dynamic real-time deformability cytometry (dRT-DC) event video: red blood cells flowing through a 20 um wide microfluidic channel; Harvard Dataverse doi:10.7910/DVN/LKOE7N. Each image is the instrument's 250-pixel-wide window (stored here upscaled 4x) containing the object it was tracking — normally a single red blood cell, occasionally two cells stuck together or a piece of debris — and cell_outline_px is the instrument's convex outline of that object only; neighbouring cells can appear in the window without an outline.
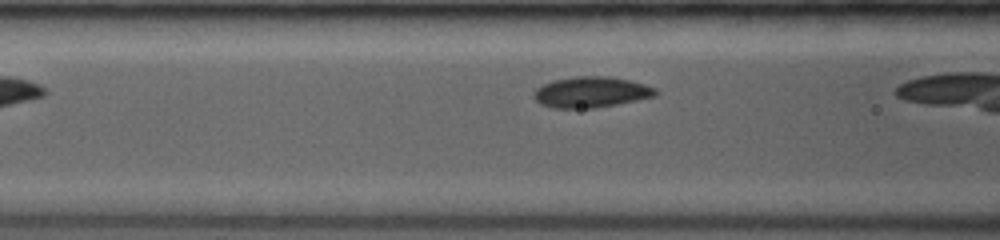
{"species": "common noctule bat (a hibernating species)", "species_latin": "Nyctalus noctula", "temperature_condition": "room temperature", "stored_images_in_passage": 6, "segment_of_instrument_passage": [2, 2], "camera_frame_rate_fps": 3500, "um_per_image_px": 0.085, "animal": {"sex": "female", "body_mass_g": 19.0, "forearm_length_mm": 53.3}, "frame": {"image": 1, "passage_image": 6, "time_ms": 2.857, "image_size_px": [1000, 240], "cell_outline_px": [[660, 92], [656, 96], [596, 108], [552, 108], [540, 104], [532, 96], [532, 92], [536, 88], [552, 80], [576, 76], [608, 76], [632, 80], [656, 88]], "centroid_in_image_um": [50.24, 7.83], "position_along_channel_um": 116.4, "area_um2": 22.14}}